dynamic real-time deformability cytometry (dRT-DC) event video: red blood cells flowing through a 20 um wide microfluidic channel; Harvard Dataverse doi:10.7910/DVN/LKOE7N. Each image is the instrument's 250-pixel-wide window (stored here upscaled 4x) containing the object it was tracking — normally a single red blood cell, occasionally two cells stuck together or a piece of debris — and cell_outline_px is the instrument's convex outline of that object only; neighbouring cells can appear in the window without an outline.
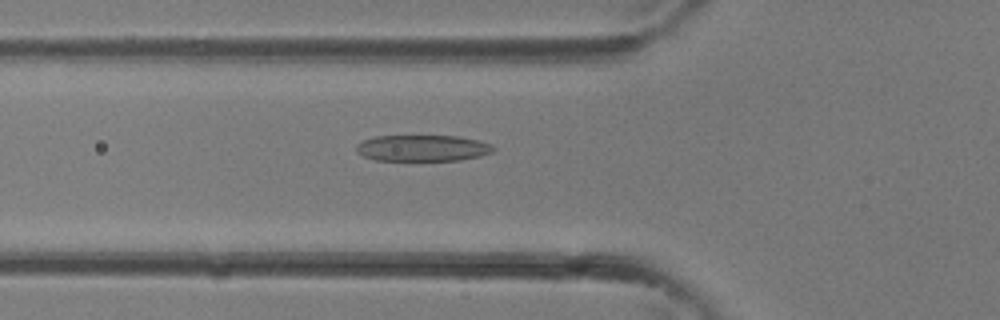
{"species": "common noctule bat (a hibernating species)", "species_latin": "Nyctalus noctula", "temperature_condition": "room temperature", "stored_images_in_passage": 36, "camera_frame_rate_fps": 3000, "um_per_image_px": 0.085, "animal": {"sex": "female"}, "frame": {"image": 1, "passage_image": 13, "time_ms": 4.0, "image_size_px": [1000, 320], "cell_outline_px": [[496, 148], [492, 152], [480, 156], [460, 160], [376, 160], [364, 156], [356, 152], [356, 144], [364, 140], [376, 136], [460, 136], [492, 144]], "centroid_in_image_um": [35.93, 12.58], "position_along_channel_um": 89.9, "area_um2": 20.92}}
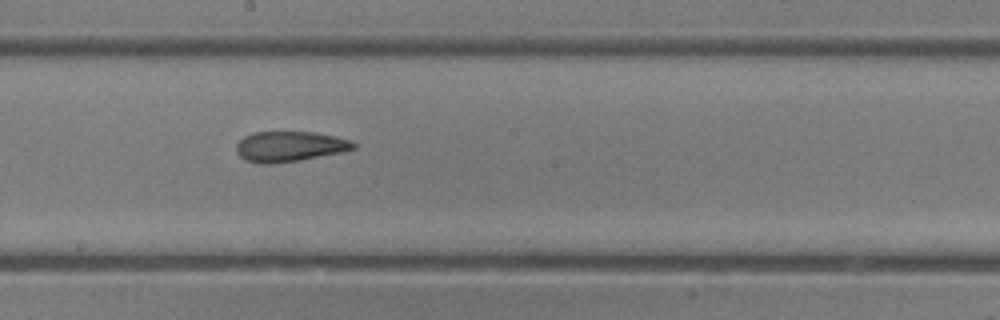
{"frame": {"image": 2, "passage_image": 20, "time_ms": 6.333, "image_size_px": [1000, 320], "cell_outline_px": [[356, 148], [340, 152], [300, 160], [272, 164], [264, 164], [248, 160], [240, 156], [236, 152], [236, 144], [244, 136], [252, 132], [316, 132], [352, 140], [356, 144]], "centroid_in_image_um": [24.62, 12.44], "position_along_channel_um": 223.6, "area_um2": 20.63}}
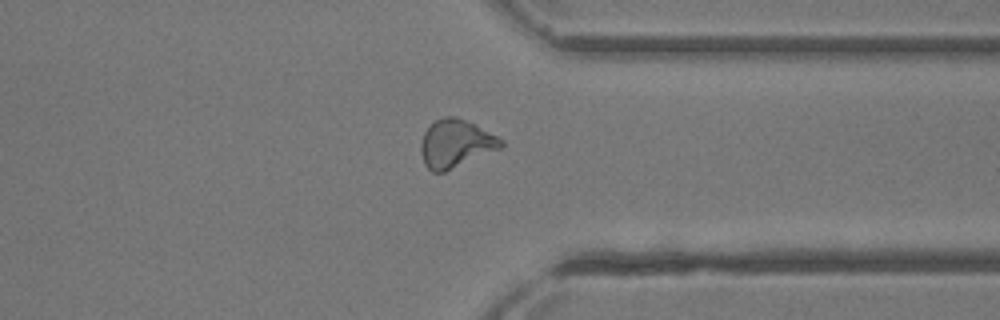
{"frame": {"image": 3, "passage_image": 28, "time_ms": 9.0, "image_size_px": [1000, 320], "cell_outline_px": [[504, 144], [500, 148], [444, 172], [432, 172], [424, 164], [420, 152], [420, 144], [424, 132], [436, 120], [444, 116], [456, 116], [504, 140]], "centroid_in_image_um": [38.69, 12.22], "position_along_channel_um": 372.7, "area_um2": 21.96}}